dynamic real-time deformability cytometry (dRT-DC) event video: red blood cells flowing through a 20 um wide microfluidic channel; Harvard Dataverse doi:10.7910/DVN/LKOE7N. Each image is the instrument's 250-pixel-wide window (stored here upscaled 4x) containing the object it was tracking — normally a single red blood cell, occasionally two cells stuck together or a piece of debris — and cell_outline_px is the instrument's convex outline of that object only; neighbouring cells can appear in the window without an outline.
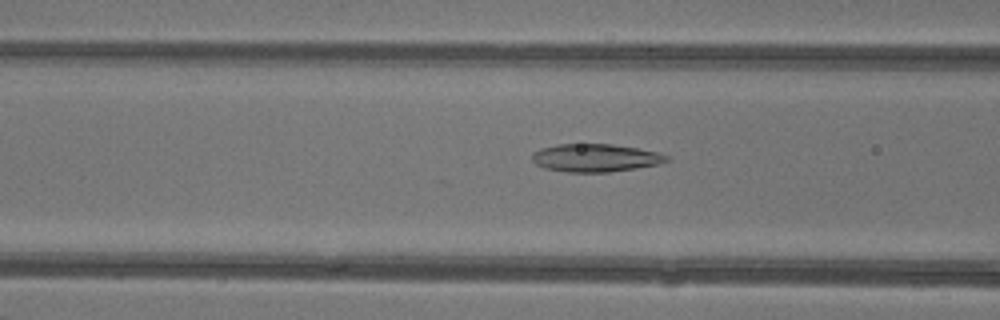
{"species": "common noctule bat (a hibernating species)", "species_latin": "Nyctalus noctula", "temperature_condition": "warm", "stored_images_in_passage": 42, "camera_frame_rate_fps": 3000, "um_per_image_px": 0.085, "animal": {"sex": "female"}, "frame": {"image": 1, "passage_image": 14, "time_ms": 4.333, "image_size_px": [1000, 320], "cell_outline_px": [[668, 160], [660, 164], [636, 168], [608, 172], [568, 172], [544, 168], [536, 164], [532, 160], [532, 152], [540, 148], [556, 144], [612, 144], [636, 148], [656, 152], [668, 156]], "centroid_in_image_um": [50.56, 13.41], "position_along_channel_um": 116.0, "area_um2": 21.85}}
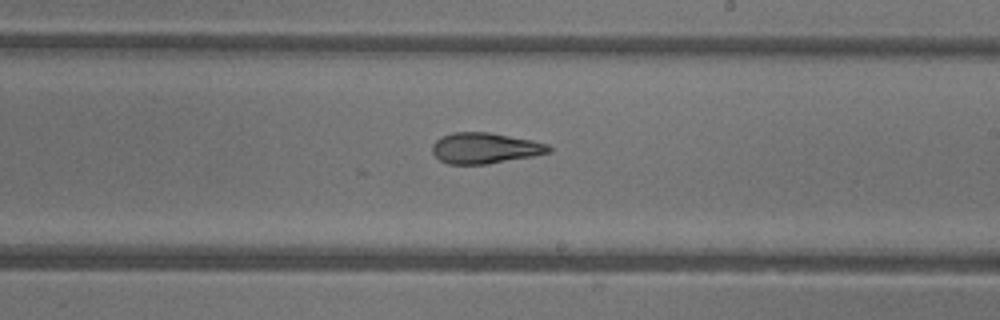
{"frame": {"image": 2, "passage_image": 23, "time_ms": 7.333, "image_size_px": [1000, 320], "cell_outline_px": [[552, 152], [532, 156], [488, 164], [448, 164], [440, 160], [432, 152], [432, 144], [440, 136], [452, 132], [488, 132], [532, 140], [548, 144], [552, 148]], "centroid_in_image_um": [41.21, 12.59], "position_along_channel_um": 247.8, "area_um2": 20.98}}
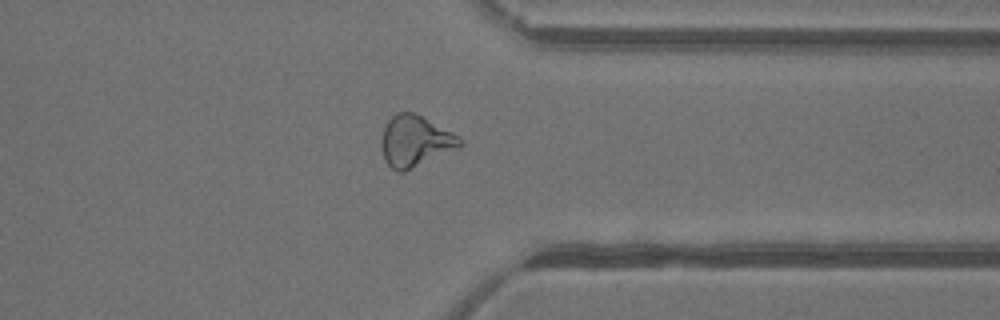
{"frame": {"image": 3, "passage_image": 32, "time_ms": 10.333, "image_size_px": [1000, 320], "cell_outline_px": [[464, 144], [456, 148], [404, 172], [400, 172], [392, 168], [384, 160], [380, 144], [380, 140], [384, 128], [388, 120], [396, 112], [412, 112], [460, 136], [464, 140]], "centroid_in_image_um": [35.26, 12.0], "position_along_channel_um": 376.1, "area_um2": 23.12}, "authors_computed_cell_mechanics": {"area_um2": 22.542, "velocity_mm_per_s": 4.3951, "shape_relaxation_time_tau1_ms": null, "shape_relaxation_time_tau2_ms": 3.2252, "deformation_change_tau1": null, "deformation_change_tau2": 0.1153}}